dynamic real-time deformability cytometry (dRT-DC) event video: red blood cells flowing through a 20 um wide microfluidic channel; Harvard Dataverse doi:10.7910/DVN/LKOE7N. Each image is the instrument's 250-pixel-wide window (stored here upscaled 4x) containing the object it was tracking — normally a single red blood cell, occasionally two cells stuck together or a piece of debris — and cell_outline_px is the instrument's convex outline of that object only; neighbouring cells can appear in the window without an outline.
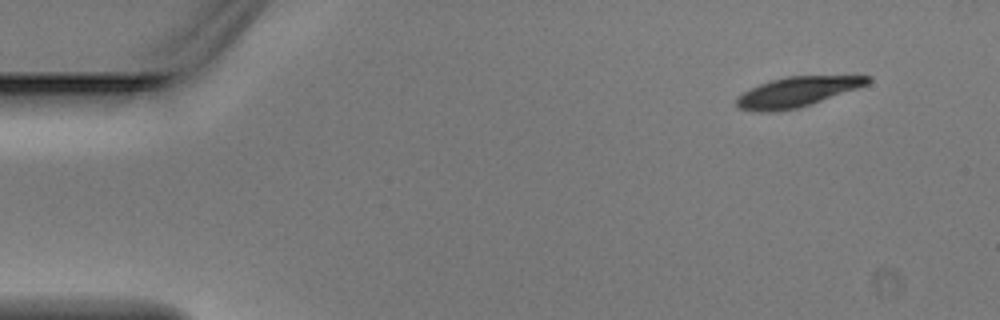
{"species": "Egyptian fruit bat (a non-hibernating species)", "species_latin": "Rousettus aegyptiacus", "temperature_condition": "warm", "stored_images_in_passage": 3, "camera_frame_rate_fps": 3000, "um_per_image_px": 0.085, "animal": {"sex": "male"}, "frame": {"image": 1, "passage_image": 1, "time_ms": 0.0, "image_size_px": [1000, 320], "cell_outline_px": [[872, 80], [868, 84], [800, 108], [772, 112], [760, 112], [736, 108], [736, 96], [760, 84], [772, 80], [788, 76], [872, 76]], "centroid_in_image_um": [67.71, 7.82], "position_along_channel_um": 17.3, "area_um2": 22.72}}
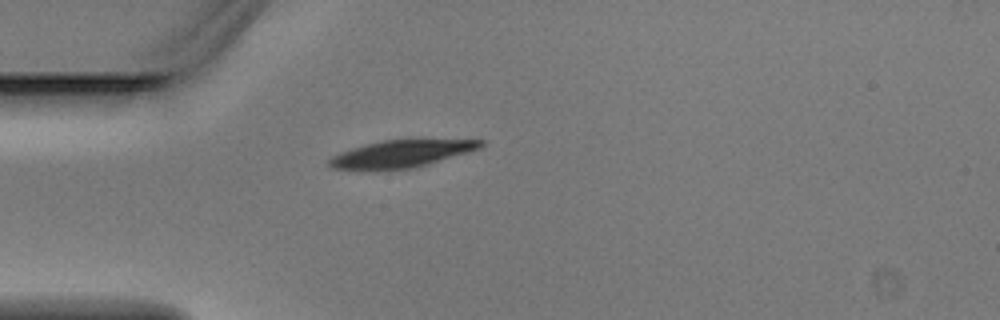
{"frame": {"image": 2, "passage_image": 3, "time_ms": 0.667, "image_size_px": [1000, 320], "cell_outline_px": [[484, 144], [480, 148], [468, 152], [428, 164], [412, 168], [332, 168], [328, 164], [328, 160], [332, 156], [340, 152], [364, 144], [384, 140], [484, 140]], "centroid_in_image_um": [34.13, 13.04], "position_along_channel_um": 50.9, "area_um2": 23.18}}